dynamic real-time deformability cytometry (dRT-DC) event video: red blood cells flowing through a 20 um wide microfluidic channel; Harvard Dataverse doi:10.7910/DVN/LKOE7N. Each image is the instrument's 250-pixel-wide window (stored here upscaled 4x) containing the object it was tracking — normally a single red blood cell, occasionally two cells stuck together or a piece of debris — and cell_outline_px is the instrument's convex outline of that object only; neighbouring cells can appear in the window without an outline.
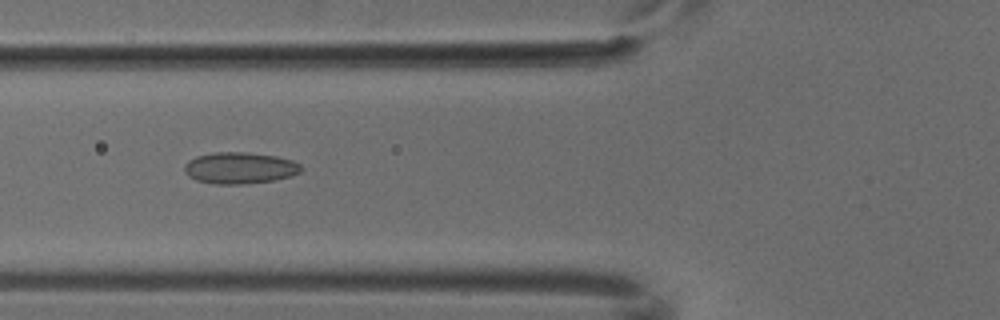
{"species": "common noctule bat (a hibernating species)", "species_latin": "Nyctalus noctula", "temperature_condition": "cold", "stored_images_in_passage": 7, "camera_frame_rate_fps": 3000, "um_per_image_px": 0.085, "animal": {"sex": "male", "body_mass_g": 18.8}, "frame": {"image": 1, "passage_image": 5, "time_ms": 1.333, "image_size_px": [1000, 320], "cell_outline_px": [[304, 168], [300, 172], [288, 176], [272, 180], [240, 184], [216, 184], [196, 180], [188, 176], [184, 172], [184, 164], [188, 160], [196, 156], [212, 152], [248, 152], [276, 156], [292, 160], [300, 164]], "centroid_in_image_um": [20.34, 14.26], "position_along_channel_um": 105.5, "area_um2": 21.44}}
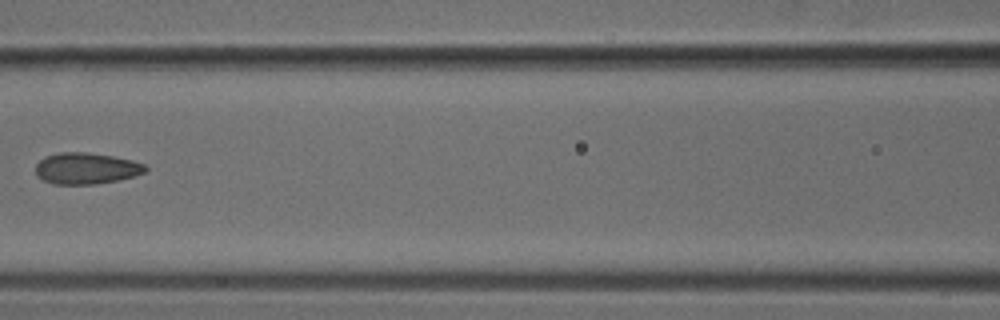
{"frame": {"image": 2, "passage_image": 6, "time_ms": 1.667, "image_size_px": [1000, 320], "cell_outline_px": [[148, 168], [144, 172], [120, 180], [96, 184], [52, 184], [36, 176], [36, 164], [44, 156], [60, 152], [84, 152], [112, 156], [132, 160], [144, 164]], "centroid_in_image_um": [7.3, 14.31], "position_along_channel_um": 159.3, "area_um2": 20.06}}
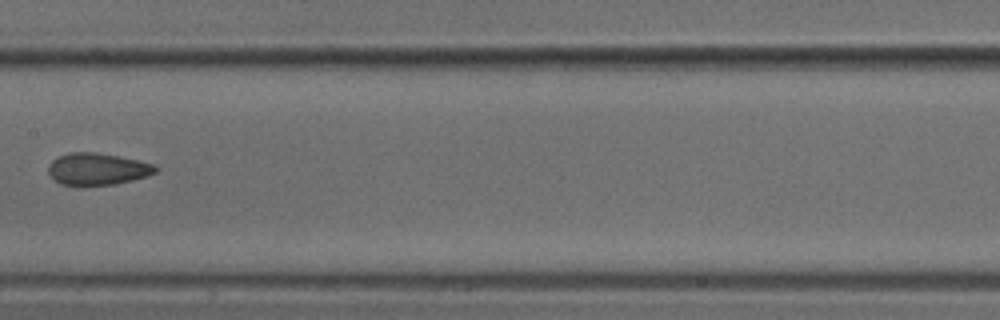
{"frame": {"image": 3, "passage_image": 7, "time_ms": 2.0, "image_size_px": [1000, 320], "cell_outline_px": [[160, 168], [156, 172], [148, 176], [132, 180], [112, 184], [76, 188], [60, 184], [48, 172], [48, 164], [52, 160], [68, 152], [96, 152], [136, 160], [152, 164]], "centroid_in_image_um": [8.24, 14.4], "position_along_channel_um": 199.2, "area_um2": 20.29}}